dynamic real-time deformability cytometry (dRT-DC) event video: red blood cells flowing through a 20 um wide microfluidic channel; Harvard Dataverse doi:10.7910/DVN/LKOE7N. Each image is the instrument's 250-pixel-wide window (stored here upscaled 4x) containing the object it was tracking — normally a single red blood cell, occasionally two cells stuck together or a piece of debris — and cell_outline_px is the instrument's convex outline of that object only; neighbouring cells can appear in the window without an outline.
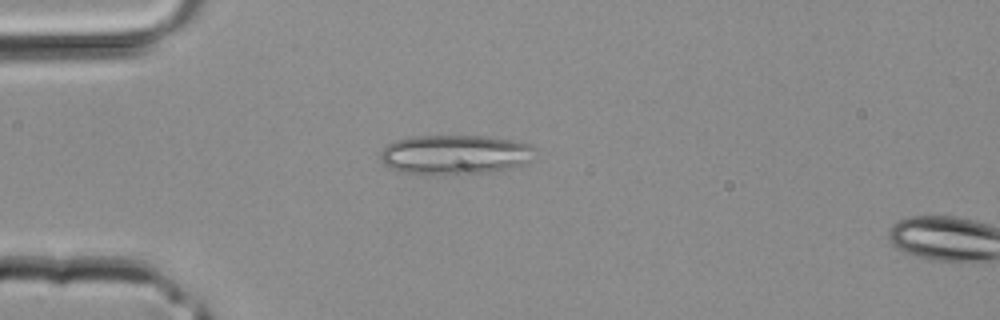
{"species": "common noctule bat (a hibernating species)", "species_latin": "Nyctalus noctula", "temperature_condition": "room temperature", "stored_images_in_passage": 3, "segment_of_instrument_passage": [1, 2], "camera_frame_rate_fps": 3000, "um_per_image_px": 0.085, "animal": {"sex": "male", "body_mass_g": 20.4}, "frame": {"image": 1, "passage_image": 2, "time_ms": 0.333, "image_size_px": [1000, 320], "cell_outline_px": [[532, 160], [508, 168], [488, 172], [464, 176], [444, 176], [400, 172], [384, 164], [380, 160], [380, 152], [388, 144], [396, 140], [412, 136], [488, 136], [512, 140], [532, 144]], "centroid_in_image_um": [38.63, 13.16], "position_along_channel_um": 46.4, "area_um2": 36.18}}